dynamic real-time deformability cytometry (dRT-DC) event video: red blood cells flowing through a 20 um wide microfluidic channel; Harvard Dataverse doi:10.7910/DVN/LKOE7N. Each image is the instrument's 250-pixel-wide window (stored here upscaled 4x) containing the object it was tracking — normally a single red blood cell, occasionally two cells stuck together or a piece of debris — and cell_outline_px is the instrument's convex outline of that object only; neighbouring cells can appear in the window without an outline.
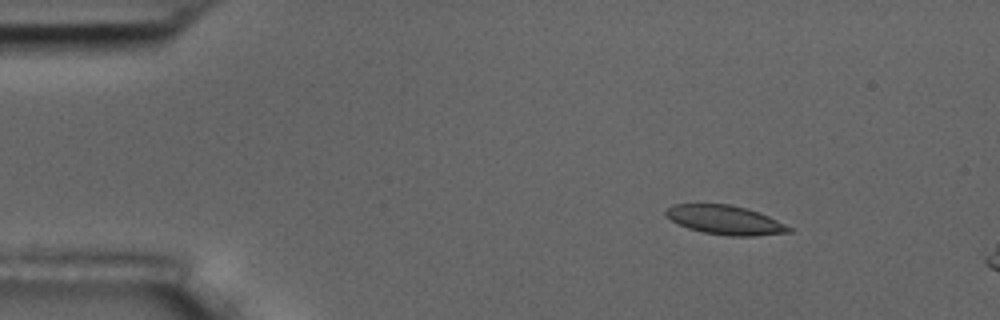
{"species": "common noctule bat (a hibernating species)", "species_latin": "Nyctalus noctula", "temperature_condition": "room temperature", "stored_images_in_passage": 5, "camera_frame_rate_fps": 3000, "um_per_image_px": 0.085, "animal": {"sex": "male", "body_mass_g": 17.5, "forearm_length_mm": 52.3}, "frame": {"image": 1, "passage_image": 2, "time_ms": 1.333, "image_size_px": [1000, 320], "cell_outline_px": [[792, 232], [756, 236], [728, 236], [704, 232], [688, 228], [664, 216], [664, 212], [672, 204], [732, 204], [768, 216], [792, 228]], "centroid_in_image_um": [61.62, 18.7], "position_along_channel_um": 23.4, "area_um2": 20.69}}